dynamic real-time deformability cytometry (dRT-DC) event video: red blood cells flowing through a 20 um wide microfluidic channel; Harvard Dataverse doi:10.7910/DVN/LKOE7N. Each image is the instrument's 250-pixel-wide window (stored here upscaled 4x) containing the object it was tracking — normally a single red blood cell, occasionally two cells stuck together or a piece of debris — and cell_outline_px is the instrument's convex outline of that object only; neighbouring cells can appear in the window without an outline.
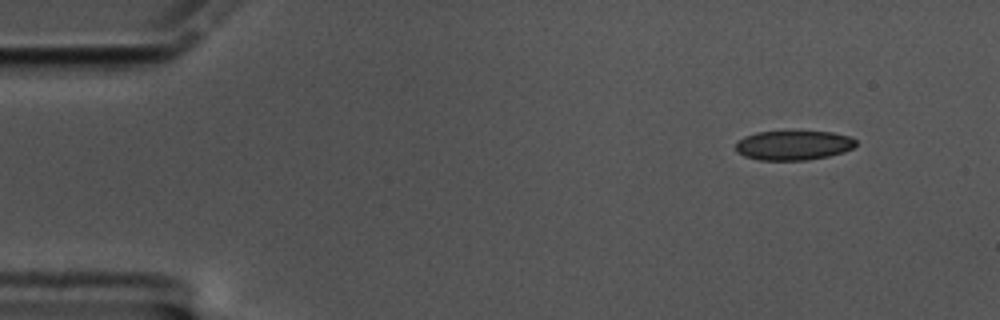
{"species": "common noctule bat (a hibernating species)", "species_latin": "Nyctalus noctula", "temperature_condition": "cold", "stored_images_in_passage": 54, "camera_frame_rate_fps": 3000, "um_per_image_px": 0.085, "animal": {"sex": "male", "body_mass_g": 17.5, "forearm_length_mm": 52.3}, "frame": {"image": 1, "passage_image": 1, "time_ms": 0.0, "image_size_px": [1000, 320], "cell_outline_px": [[856, 144], [852, 148], [844, 152], [828, 156], [804, 160], [760, 160], [744, 156], [736, 152], [736, 144], [744, 136], [756, 132], [832, 132], [852, 136], [856, 140]], "centroid_in_image_um": [67.45, 12.35], "position_along_channel_um": 17.5, "area_um2": 20.58}}
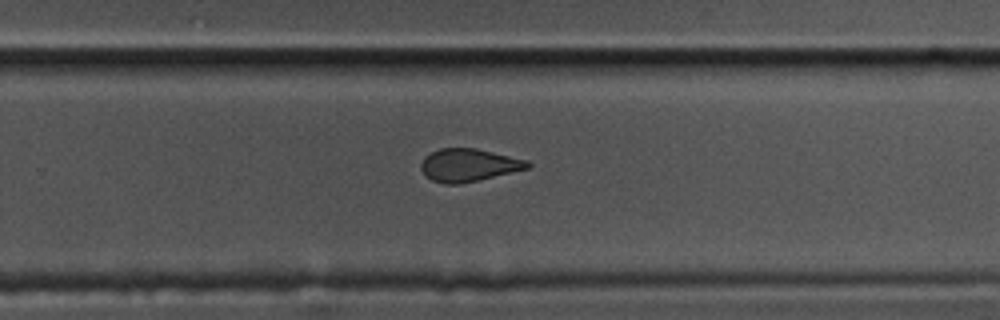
{"frame": {"image": 2, "passage_image": 33, "time_ms": 10.667, "image_size_px": [1000, 320], "cell_outline_px": [[532, 164], [528, 168], [512, 172], [460, 184], [444, 184], [432, 180], [420, 168], [420, 164], [424, 156], [440, 148], [476, 148], [528, 160]], "centroid_in_image_um": [39.83, 14.02], "position_along_channel_um": 290.0, "area_um2": 20.23}}
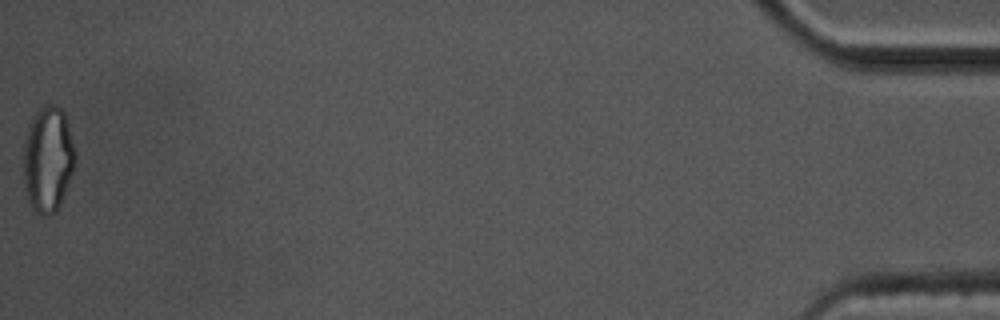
{"frame": {"image": 3, "passage_image": 54, "time_ms": 17.667, "image_size_px": [1000, 320], "cell_outline_px": [[76, 160], [72, 172], [60, 204], [56, 212], [48, 216], [40, 216], [28, 204], [24, 188], [24, 140], [28, 124], [32, 116], [40, 108], [48, 104], [56, 104], [64, 112], [76, 152]], "centroid_in_image_um": [4.06, 13.55], "position_along_channel_um": 431.1, "area_um2": 32.25}, "authors_computed_cell_mechanics": {"area_um2": 21.6172, "velocity_mm_per_s": 3.4177, "shape_relaxation_time_tau1_ms": null, "shape_relaxation_time_tau2_ms": 1.7838, "deformation_change_tau1": null, "deformation_change_tau2": 0.0813}}